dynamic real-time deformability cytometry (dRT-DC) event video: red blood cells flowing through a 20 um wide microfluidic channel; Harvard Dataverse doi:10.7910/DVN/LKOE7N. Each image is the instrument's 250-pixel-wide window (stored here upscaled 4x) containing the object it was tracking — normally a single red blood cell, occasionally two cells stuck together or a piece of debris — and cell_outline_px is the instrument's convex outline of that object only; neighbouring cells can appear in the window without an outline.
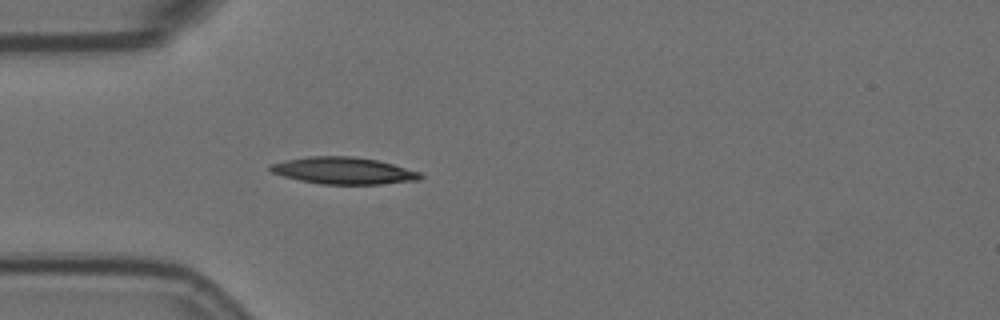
{"species": "Egyptian fruit bat (a non-hibernating species)", "species_latin": "Rousettus aegyptiacus", "temperature_condition": "room temperature", "stored_images_in_passage": 3, "camera_frame_rate_fps": 3000, "um_per_image_px": 0.085, "animal": {"sex": "female"}, "frame": {"image": 1, "passage_image": 3, "time_ms": 0.667, "image_size_px": [1000, 320], "cell_outline_px": [[424, 176], [420, 180], [380, 184], [320, 184], [300, 180], [284, 176], [272, 172], [268, 168], [268, 164], [308, 156], [352, 156], [376, 160], [392, 164], [420, 172]], "centroid_in_image_um": [29.2, 14.51], "position_along_channel_um": 55.8, "area_um2": 23.41}}